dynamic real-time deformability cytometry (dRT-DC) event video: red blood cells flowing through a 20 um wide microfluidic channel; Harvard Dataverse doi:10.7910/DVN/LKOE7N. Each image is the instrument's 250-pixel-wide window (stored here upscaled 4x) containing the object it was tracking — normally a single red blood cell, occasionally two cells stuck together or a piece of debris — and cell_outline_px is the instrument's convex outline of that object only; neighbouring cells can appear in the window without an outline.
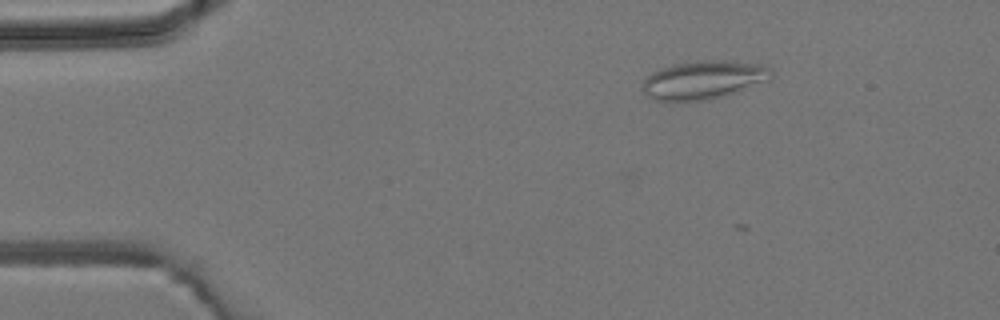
{"species": "common noctule bat (a hibernating species)", "species_latin": "Nyctalus noctula", "temperature_condition": "room temperature", "stored_images_in_passage": 4, "camera_frame_rate_fps": 3000, "um_per_image_px": 0.085, "animal": {"sex": "male", "body_mass_g": 19.2, "forearm_length_mm": 51.8}, "frame": {"image": 1, "passage_image": 3, "time_ms": 3.333, "image_size_px": [1000, 320], "cell_outline_px": [[772, 80], [736, 92], [708, 100], [656, 100], [648, 96], [644, 92], [640, 84], [652, 72], [660, 68], [672, 64], [696, 60], [732, 60], [760, 64], [772, 68]], "centroid_in_image_um": [59.84, 6.76], "position_along_channel_um": 25.2, "area_um2": 29.13}}